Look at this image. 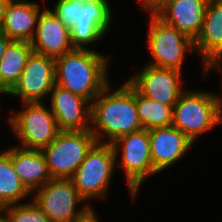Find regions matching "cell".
<instances>
[{
  "mask_svg": "<svg viewBox=\"0 0 222 222\" xmlns=\"http://www.w3.org/2000/svg\"><path fill=\"white\" fill-rule=\"evenodd\" d=\"M74 222H99L94 209L89 206Z\"/></svg>",
  "mask_w": 222,
  "mask_h": 222,
  "instance_id": "cell-26",
  "label": "cell"
},
{
  "mask_svg": "<svg viewBox=\"0 0 222 222\" xmlns=\"http://www.w3.org/2000/svg\"><path fill=\"white\" fill-rule=\"evenodd\" d=\"M85 0H58L52 12L67 26H73L78 21L79 9Z\"/></svg>",
  "mask_w": 222,
  "mask_h": 222,
  "instance_id": "cell-24",
  "label": "cell"
},
{
  "mask_svg": "<svg viewBox=\"0 0 222 222\" xmlns=\"http://www.w3.org/2000/svg\"><path fill=\"white\" fill-rule=\"evenodd\" d=\"M45 102H23V108L8 118L11 130L20 141V147L42 150L48 147L60 132L56 119ZM25 107V108H24Z\"/></svg>",
  "mask_w": 222,
  "mask_h": 222,
  "instance_id": "cell-5",
  "label": "cell"
},
{
  "mask_svg": "<svg viewBox=\"0 0 222 222\" xmlns=\"http://www.w3.org/2000/svg\"><path fill=\"white\" fill-rule=\"evenodd\" d=\"M1 214H3V213L0 212V222H10V220L8 219V217L5 214H3V215H1Z\"/></svg>",
  "mask_w": 222,
  "mask_h": 222,
  "instance_id": "cell-31",
  "label": "cell"
},
{
  "mask_svg": "<svg viewBox=\"0 0 222 222\" xmlns=\"http://www.w3.org/2000/svg\"><path fill=\"white\" fill-rule=\"evenodd\" d=\"M31 194L15 172L9 153L0 151V208L18 204Z\"/></svg>",
  "mask_w": 222,
  "mask_h": 222,
  "instance_id": "cell-20",
  "label": "cell"
},
{
  "mask_svg": "<svg viewBox=\"0 0 222 222\" xmlns=\"http://www.w3.org/2000/svg\"><path fill=\"white\" fill-rule=\"evenodd\" d=\"M10 42L11 40L8 38V36L0 29V60L4 54L5 48Z\"/></svg>",
  "mask_w": 222,
  "mask_h": 222,
  "instance_id": "cell-27",
  "label": "cell"
},
{
  "mask_svg": "<svg viewBox=\"0 0 222 222\" xmlns=\"http://www.w3.org/2000/svg\"><path fill=\"white\" fill-rule=\"evenodd\" d=\"M41 11L40 4L37 2L7 0L0 29L11 41L30 43Z\"/></svg>",
  "mask_w": 222,
  "mask_h": 222,
  "instance_id": "cell-17",
  "label": "cell"
},
{
  "mask_svg": "<svg viewBox=\"0 0 222 222\" xmlns=\"http://www.w3.org/2000/svg\"><path fill=\"white\" fill-rule=\"evenodd\" d=\"M214 67H216L218 70H220L221 76H222V58L214 66H212V68H214ZM220 87H222V79H221V86Z\"/></svg>",
  "mask_w": 222,
  "mask_h": 222,
  "instance_id": "cell-30",
  "label": "cell"
},
{
  "mask_svg": "<svg viewBox=\"0 0 222 222\" xmlns=\"http://www.w3.org/2000/svg\"><path fill=\"white\" fill-rule=\"evenodd\" d=\"M194 48L201 57L204 74L222 58V0L208 3L202 29L194 40Z\"/></svg>",
  "mask_w": 222,
  "mask_h": 222,
  "instance_id": "cell-16",
  "label": "cell"
},
{
  "mask_svg": "<svg viewBox=\"0 0 222 222\" xmlns=\"http://www.w3.org/2000/svg\"><path fill=\"white\" fill-rule=\"evenodd\" d=\"M149 16L147 46L153 60L147 65L182 72L186 53L195 52L194 41L156 15Z\"/></svg>",
  "mask_w": 222,
  "mask_h": 222,
  "instance_id": "cell-8",
  "label": "cell"
},
{
  "mask_svg": "<svg viewBox=\"0 0 222 222\" xmlns=\"http://www.w3.org/2000/svg\"><path fill=\"white\" fill-rule=\"evenodd\" d=\"M6 151L11 156L15 172L31 194L52 179L41 150L12 146Z\"/></svg>",
  "mask_w": 222,
  "mask_h": 222,
  "instance_id": "cell-19",
  "label": "cell"
},
{
  "mask_svg": "<svg viewBox=\"0 0 222 222\" xmlns=\"http://www.w3.org/2000/svg\"><path fill=\"white\" fill-rule=\"evenodd\" d=\"M6 2H7V0H0V23L2 20V14H3Z\"/></svg>",
  "mask_w": 222,
  "mask_h": 222,
  "instance_id": "cell-29",
  "label": "cell"
},
{
  "mask_svg": "<svg viewBox=\"0 0 222 222\" xmlns=\"http://www.w3.org/2000/svg\"><path fill=\"white\" fill-rule=\"evenodd\" d=\"M55 84V58L33 52L9 95L21 102H41Z\"/></svg>",
  "mask_w": 222,
  "mask_h": 222,
  "instance_id": "cell-10",
  "label": "cell"
},
{
  "mask_svg": "<svg viewBox=\"0 0 222 222\" xmlns=\"http://www.w3.org/2000/svg\"><path fill=\"white\" fill-rule=\"evenodd\" d=\"M116 166L112 144L96 142L71 180L86 201L91 198H105Z\"/></svg>",
  "mask_w": 222,
  "mask_h": 222,
  "instance_id": "cell-4",
  "label": "cell"
},
{
  "mask_svg": "<svg viewBox=\"0 0 222 222\" xmlns=\"http://www.w3.org/2000/svg\"><path fill=\"white\" fill-rule=\"evenodd\" d=\"M149 138L153 168L158 173L179 161L194 143L173 125L150 129Z\"/></svg>",
  "mask_w": 222,
  "mask_h": 222,
  "instance_id": "cell-15",
  "label": "cell"
},
{
  "mask_svg": "<svg viewBox=\"0 0 222 222\" xmlns=\"http://www.w3.org/2000/svg\"><path fill=\"white\" fill-rule=\"evenodd\" d=\"M111 144L116 155V164L118 155L121 154L119 164L125 173L129 194L134 199L145 178L158 173L153 168L149 130L142 128L119 137Z\"/></svg>",
  "mask_w": 222,
  "mask_h": 222,
  "instance_id": "cell-6",
  "label": "cell"
},
{
  "mask_svg": "<svg viewBox=\"0 0 222 222\" xmlns=\"http://www.w3.org/2000/svg\"><path fill=\"white\" fill-rule=\"evenodd\" d=\"M1 212L10 222H51L33 201L5 206Z\"/></svg>",
  "mask_w": 222,
  "mask_h": 222,
  "instance_id": "cell-23",
  "label": "cell"
},
{
  "mask_svg": "<svg viewBox=\"0 0 222 222\" xmlns=\"http://www.w3.org/2000/svg\"><path fill=\"white\" fill-rule=\"evenodd\" d=\"M96 142L90 130L60 131L51 144L41 150L52 179H71Z\"/></svg>",
  "mask_w": 222,
  "mask_h": 222,
  "instance_id": "cell-7",
  "label": "cell"
},
{
  "mask_svg": "<svg viewBox=\"0 0 222 222\" xmlns=\"http://www.w3.org/2000/svg\"><path fill=\"white\" fill-rule=\"evenodd\" d=\"M222 95L185 90L173 106L172 125L192 142L222 122Z\"/></svg>",
  "mask_w": 222,
  "mask_h": 222,
  "instance_id": "cell-3",
  "label": "cell"
},
{
  "mask_svg": "<svg viewBox=\"0 0 222 222\" xmlns=\"http://www.w3.org/2000/svg\"><path fill=\"white\" fill-rule=\"evenodd\" d=\"M33 194L30 196L33 202L51 222H74L90 206L83 204V208H76L86 200L71 179H51Z\"/></svg>",
  "mask_w": 222,
  "mask_h": 222,
  "instance_id": "cell-9",
  "label": "cell"
},
{
  "mask_svg": "<svg viewBox=\"0 0 222 222\" xmlns=\"http://www.w3.org/2000/svg\"><path fill=\"white\" fill-rule=\"evenodd\" d=\"M49 97L51 101L50 109L60 131L91 129L90 101L56 84Z\"/></svg>",
  "mask_w": 222,
  "mask_h": 222,
  "instance_id": "cell-13",
  "label": "cell"
},
{
  "mask_svg": "<svg viewBox=\"0 0 222 222\" xmlns=\"http://www.w3.org/2000/svg\"><path fill=\"white\" fill-rule=\"evenodd\" d=\"M172 0H139L143 10L150 15H155L160 9Z\"/></svg>",
  "mask_w": 222,
  "mask_h": 222,
  "instance_id": "cell-25",
  "label": "cell"
},
{
  "mask_svg": "<svg viewBox=\"0 0 222 222\" xmlns=\"http://www.w3.org/2000/svg\"><path fill=\"white\" fill-rule=\"evenodd\" d=\"M108 0H85L79 9L78 21L70 27V40L74 49L98 42L109 31L112 11Z\"/></svg>",
  "mask_w": 222,
  "mask_h": 222,
  "instance_id": "cell-12",
  "label": "cell"
},
{
  "mask_svg": "<svg viewBox=\"0 0 222 222\" xmlns=\"http://www.w3.org/2000/svg\"><path fill=\"white\" fill-rule=\"evenodd\" d=\"M11 89L3 82V78L0 72V92L2 94H10Z\"/></svg>",
  "mask_w": 222,
  "mask_h": 222,
  "instance_id": "cell-28",
  "label": "cell"
},
{
  "mask_svg": "<svg viewBox=\"0 0 222 222\" xmlns=\"http://www.w3.org/2000/svg\"><path fill=\"white\" fill-rule=\"evenodd\" d=\"M108 62L93 49H74L55 58V83L92 102L111 83Z\"/></svg>",
  "mask_w": 222,
  "mask_h": 222,
  "instance_id": "cell-2",
  "label": "cell"
},
{
  "mask_svg": "<svg viewBox=\"0 0 222 222\" xmlns=\"http://www.w3.org/2000/svg\"><path fill=\"white\" fill-rule=\"evenodd\" d=\"M208 3L206 0H172L155 15L194 41L202 29Z\"/></svg>",
  "mask_w": 222,
  "mask_h": 222,
  "instance_id": "cell-18",
  "label": "cell"
},
{
  "mask_svg": "<svg viewBox=\"0 0 222 222\" xmlns=\"http://www.w3.org/2000/svg\"><path fill=\"white\" fill-rule=\"evenodd\" d=\"M127 81L142 95L156 102L174 106L181 94L182 72L175 69L157 68L150 65L141 68Z\"/></svg>",
  "mask_w": 222,
  "mask_h": 222,
  "instance_id": "cell-11",
  "label": "cell"
},
{
  "mask_svg": "<svg viewBox=\"0 0 222 222\" xmlns=\"http://www.w3.org/2000/svg\"><path fill=\"white\" fill-rule=\"evenodd\" d=\"M110 92L108 84L91 102L93 125L90 131L99 143L111 144L123 135L142 129L136 106V89L127 81Z\"/></svg>",
  "mask_w": 222,
  "mask_h": 222,
  "instance_id": "cell-1",
  "label": "cell"
},
{
  "mask_svg": "<svg viewBox=\"0 0 222 222\" xmlns=\"http://www.w3.org/2000/svg\"><path fill=\"white\" fill-rule=\"evenodd\" d=\"M33 52L57 58L74 50L67 27L49 8L42 9L34 36L30 41Z\"/></svg>",
  "mask_w": 222,
  "mask_h": 222,
  "instance_id": "cell-14",
  "label": "cell"
},
{
  "mask_svg": "<svg viewBox=\"0 0 222 222\" xmlns=\"http://www.w3.org/2000/svg\"><path fill=\"white\" fill-rule=\"evenodd\" d=\"M136 106L142 128L150 130L156 127L172 125L173 106L152 100L136 90Z\"/></svg>",
  "mask_w": 222,
  "mask_h": 222,
  "instance_id": "cell-22",
  "label": "cell"
},
{
  "mask_svg": "<svg viewBox=\"0 0 222 222\" xmlns=\"http://www.w3.org/2000/svg\"><path fill=\"white\" fill-rule=\"evenodd\" d=\"M33 49L28 42L11 41L0 60L3 82L12 89L18 82Z\"/></svg>",
  "mask_w": 222,
  "mask_h": 222,
  "instance_id": "cell-21",
  "label": "cell"
}]
</instances>
